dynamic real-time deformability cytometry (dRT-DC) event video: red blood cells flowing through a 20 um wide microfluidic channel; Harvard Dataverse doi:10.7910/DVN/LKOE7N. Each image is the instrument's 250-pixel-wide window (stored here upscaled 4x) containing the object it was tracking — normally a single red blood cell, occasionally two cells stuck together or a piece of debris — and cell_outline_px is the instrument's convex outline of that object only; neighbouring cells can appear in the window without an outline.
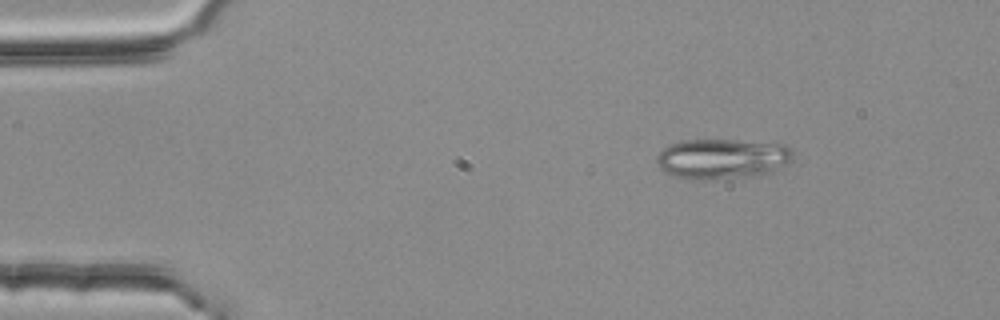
{"species": "common noctule bat (a hibernating species)", "species_latin": "Nyctalus noctula", "temperature_condition": "room temperature", "stored_images_in_passage": 3, "camera_frame_rate_fps": 3000, "um_per_image_px": 0.085, "animal": {"sex": "female", "body_mass_g": 25.1}, "frame": {"image": 1, "passage_image": 1, "time_ms": 0.0, "image_size_px": [1000, 320], "cell_outline_px": [[792, 160], [768, 172], [744, 176], [672, 176], [664, 172], [660, 168], [656, 160], [656, 156], [668, 144], [684, 140], [732, 140], [788, 144], [792, 148]], "centroid_in_image_um": [61.39, 13.42], "position_along_channel_um": 23.6, "area_um2": 30.58}}